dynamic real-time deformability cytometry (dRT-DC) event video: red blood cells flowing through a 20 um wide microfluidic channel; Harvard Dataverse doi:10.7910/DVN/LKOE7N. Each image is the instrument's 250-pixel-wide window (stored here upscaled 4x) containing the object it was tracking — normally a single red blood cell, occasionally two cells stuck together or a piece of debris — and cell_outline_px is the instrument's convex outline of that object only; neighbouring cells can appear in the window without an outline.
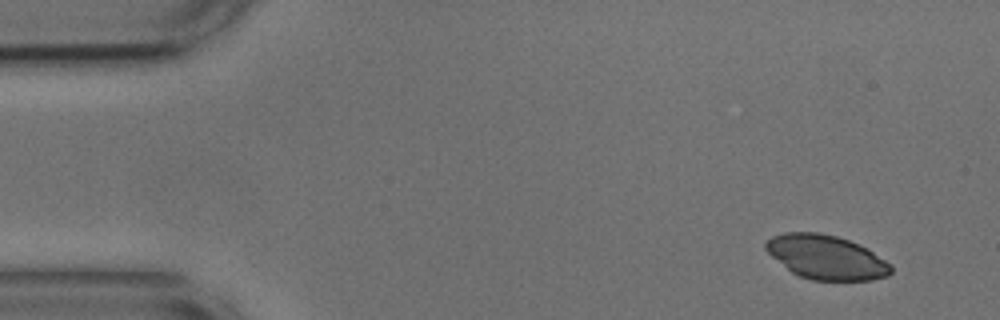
{"species": "common noctule bat (a hibernating species)", "species_latin": "Nyctalus noctula", "temperature_condition": "cold", "stored_images_in_passage": 4, "camera_frame_rate_fps": 3000, "um_per_image_px": 0.085, "animal": {"sex": "male", "body_mass_g": 17.9, "forearm_length_mm": 54.2}, "frame": {"image": 1, "passage_image": 1, "time_ms": 0.0, "image_size_px": [1000, 320], "cell_outline_px": [[892, 272], [888, 276], [872, 280], [812, 280], [800, 276], [792, 272], [772, 256], [764, 248], [764, 244], [772, 236], [784, 232], [820, 232], [836, 236], [848, 240], [872, 252], [892, 264]], "centroid_in_image_um": [70.22, 21.86], "position_along_channel_um": 14.8, "area_um2": 31.96}}